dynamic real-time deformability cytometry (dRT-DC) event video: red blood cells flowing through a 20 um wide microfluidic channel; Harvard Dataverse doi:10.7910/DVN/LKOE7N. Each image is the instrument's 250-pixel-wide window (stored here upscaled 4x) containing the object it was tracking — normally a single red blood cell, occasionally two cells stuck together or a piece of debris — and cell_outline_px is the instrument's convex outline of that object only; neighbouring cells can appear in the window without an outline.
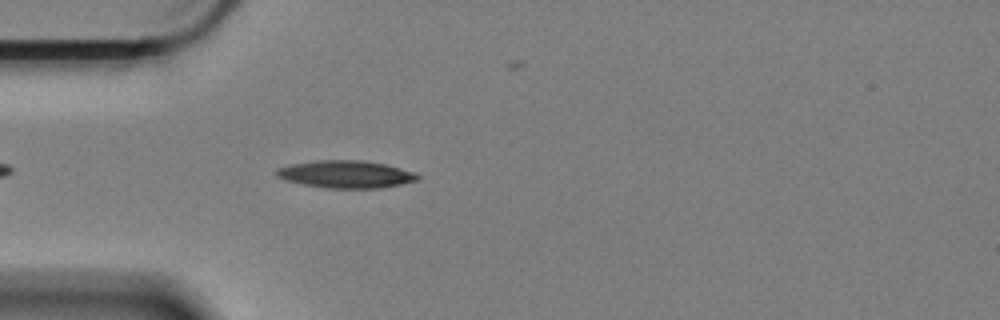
{"species": "Egyptian fruit bat (a non-hibernating species)", "species_latin": "Rousettus aegyptiacus", "temperature_condition": "cold", "stored_images_in_passage": 36, "camera_frame_rate_fps": 3000, "um_per_image_px": 0.085, "animal": {"sex": "female"}, "frame": {"image": 1, "passage_image": 6, "time_ms": 1.667, "image_size_px": [1000, 320], "cell_outline_px": [[420, 176], [416, 180], [400, 184], [380, 188], [324, 188], [304, 184], [288, 180], [276, 176], [276, 168], [288, 164], [316, 160], [360, 160], [384, 164], [412, 172]], "centroid_in_image_um": [29.33, 14.8], "position_along_channel_um": 55.7, "area_um2": 22.31}}
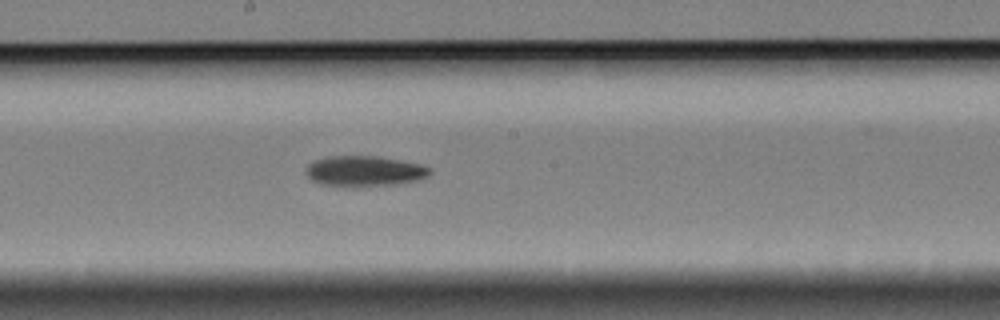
{"frame": {"image": 2, "passage_image": 21, "time_ms": 6.667, "image_size_px": [1000, 320], "cell_outline_px": [[432, 172], [428, 176], [420, 180], [396, 184], [324, 184], [312, 180], [304, 172], [308, 164], [312, 160], [328, 156], [380, 156], [420, 164], [432, 168]], "centroid_in_image_um": [31.01, 14.49], "position_along_channel_um": 217.2, "area_um2": 21.5}}
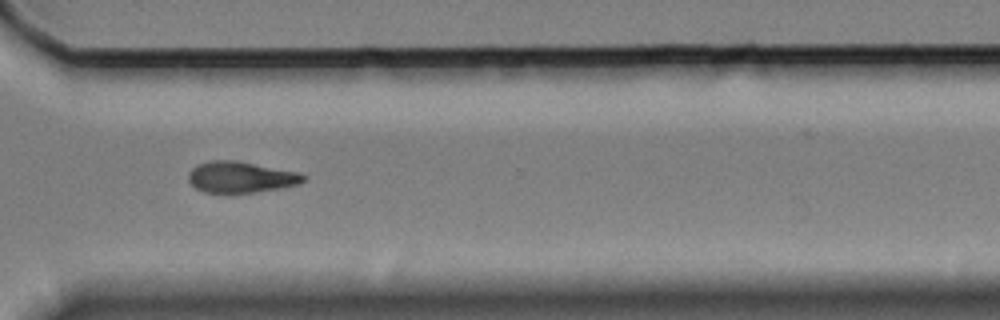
{"frame": {"image": 3, "passage_image": 33, "time_ms": 10.667, "image_size_px": [1000, 320], "cell_outline_px": [[308, 176], [304, 180], [296, 184], [280, 188], [256, 192], [204, 192], [196, 188], [188, 180], [188, 172], [196, 164], [208, 160], [236, 160], [300, 172]], "centroid_in_image_um": [20.45, 15.03], "position_along_channel_um": 350.1, "area_um2": 20.92}, "authors_computed_cell_mechanics": {"area_um2": 21.2993, "velocity_mm_per_s": 3.3257, "shape_relaxation_time_tau1_ms": 10.207, "shape_relaxation_time_tau2_ms": null, "deformation_change_tau1": 0.1794, "deformation_change_tau2": null}}